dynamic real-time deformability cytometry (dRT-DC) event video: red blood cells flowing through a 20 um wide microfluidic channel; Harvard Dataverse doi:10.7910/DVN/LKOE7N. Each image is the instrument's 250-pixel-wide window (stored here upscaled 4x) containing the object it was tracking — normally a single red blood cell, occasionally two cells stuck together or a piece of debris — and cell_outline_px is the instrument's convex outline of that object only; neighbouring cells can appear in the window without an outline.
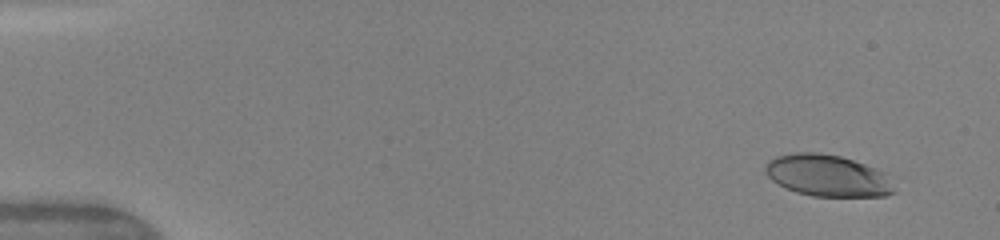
{"species": "human", "species_latin": "Homo sapiens", "temperature_condition": "warm", "stored_images_in_passage": 49, "camera_frame_rate_fps": 3000, "um_per_image_px": 0.085, "donor": {"sex": "female"}, "frame": {"image": 1, "passage_image": 4, "time_ms": 1.0, "image_size_px": [1000, 240], "cell_outline_px": [[896, 192], [884, 196], [812, 196], [796, 192], [772, 180], [764, 172], [764, 168], [768, 160], [776, 156], [792, 152], [816, 152], [840, 156], [864, 164], [884, 172]], "centroid_in_image_um": [70.3, 14.92], "position_along_channel_um": 14.7, "area_um2": 31.1}}
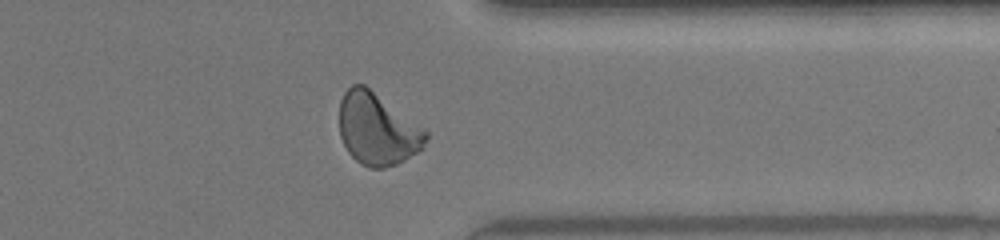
{"frame": {"image": 2, "passage_image": 40, "time_ms": 13.0, "image_size_px": [1000, 240], "cell_outline_px": [[428, 136], [424, 148], [404, 160], [396, 164], [384, 168], [368, 168], [360, 164], [348, 152], [340, 136], [340, 100], [344, 92], [352, 84], [364, 84], [424, 128], [428, 132]], "centroid_in_image_um": [32.08, 10.99], "position_along_channel_um": 379.3, "area_um2": 36.3}}
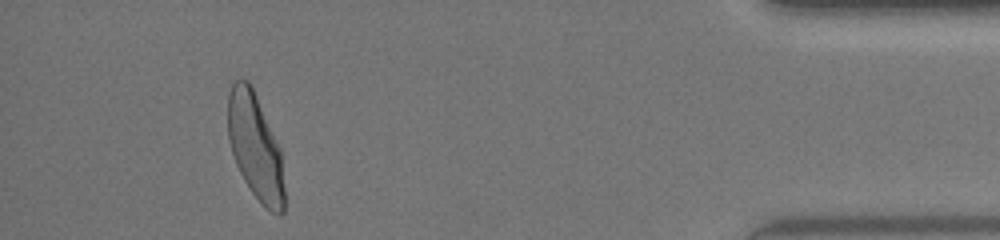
{"frame": {"image": 3, "passage_image": 46, "time_ms": 15.0, "image_size_px": [1000, 240], "cell_outline_px": [[284, 212], [280, 216], [264, 208], [260, 204], [244, 180], [236, 164], [228, 140], [228, 92], [232, 84], [236, 80], [248, 80], [252, 84], [280, 148], [284, 188]], "centroid_in_image_um": [21.7, 12.48], "position_along_channel_um": 413.5, "area_um2": 35.03}, "authors_computed_cell_mechanics": {"area_um2": 34.7378, "velocity_mm_per_s": 4.1585, "shape_relaxation_time_tau1_ms": 3.9472, "shape_relaxation_time_tau2_ms": null, "deformation_change_tau1": 0.1824, "deformation_change_tau2": null}}